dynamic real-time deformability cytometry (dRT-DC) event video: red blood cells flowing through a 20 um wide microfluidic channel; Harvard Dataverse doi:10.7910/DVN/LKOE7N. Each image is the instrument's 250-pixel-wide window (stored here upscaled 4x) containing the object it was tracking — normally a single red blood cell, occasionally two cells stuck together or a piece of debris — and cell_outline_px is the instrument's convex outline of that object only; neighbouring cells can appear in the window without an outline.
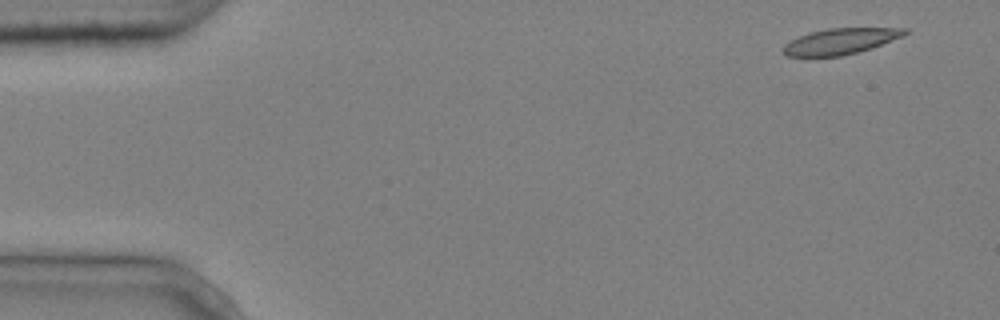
{"species": "common noctule bat (a hibernating species)", "species_latin": "Nyctalus noctula", "temperature_condition": "cold", "stored_images_in_passage": 7, "camera_frame_rate_fps": 3000, "um_per_image_px": 0.085, "animal": {"sex": "male", "body_mass_g": 20.4}, "frame": {"image": 1, "passage_image": 1, "time_ms": 0.0, "image_size_px": [1000, 320], "cell_outline_px": [[912, 32], [904, 36], [872, 48], [840, 56], [788, 56], [784, 52], [784, 44], [800, 36], [812, 32], [828, 28], [908, 28]], "centroid_in_image_um": [71.53, 3.49], "position_along_channel_um": 13.5, "area_um2": 18.21}}
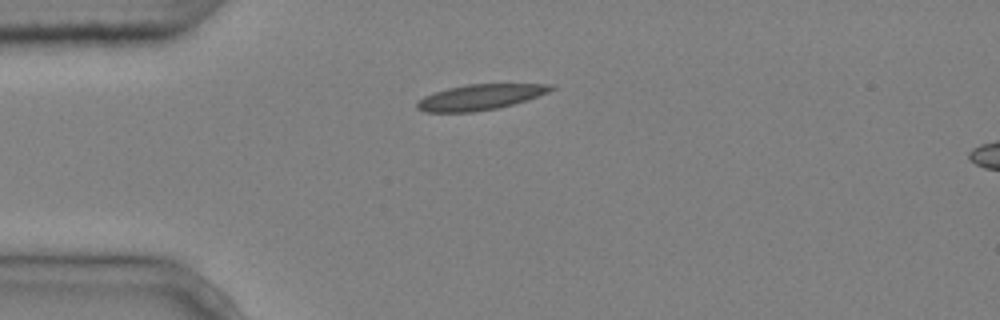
{"frame": {"image": 2, "passage_image": 3, "time_ms": 0.667, "image_size_px": [1000, 320], "cell_outline_px": [[556, 88], [548, 92], [512, 104], [496, 108], [472, 112], [424, 112], [416, 108], [416, 104], [424, 96], [448, 88], [468, 84], [556, 84]], "centroid_in_image_um": [40.8, 8.25], "position_along_channel_um": 44.2, "area_um2": 19.65}}
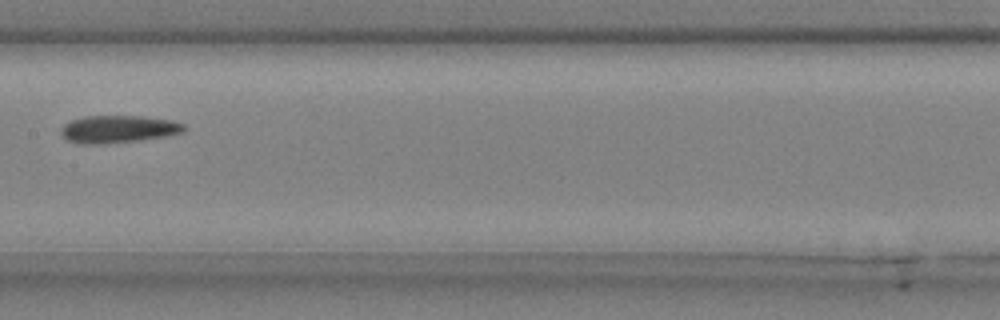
{"frame": {"image": 3, "passage_image": 7, "time_ms": 2.0, "image_size_px": [1000, 320], "cell_outline_px": [[188, 128], [184, 132], [164, 136], [140, 140], [104, 144], [80, 144], [68, 140], [60, 136], [60, 128], [64, 124], [72, 120], [84, 116], [144, 116], [172, 120], [184, 124]], "centroid_in_image_um": [10.04, 10.97], "position_along_channel_um": 197.4, "area_um2": 19.94}}